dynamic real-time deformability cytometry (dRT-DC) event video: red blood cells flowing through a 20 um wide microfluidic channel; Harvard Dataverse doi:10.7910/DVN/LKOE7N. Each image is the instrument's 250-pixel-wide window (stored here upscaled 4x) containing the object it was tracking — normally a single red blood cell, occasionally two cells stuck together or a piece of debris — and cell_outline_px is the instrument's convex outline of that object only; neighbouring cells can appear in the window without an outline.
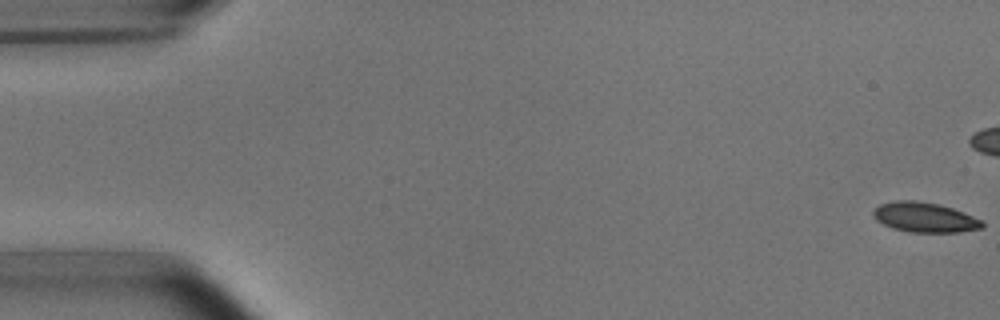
{"species": "common noctule bat (a hibernating species)", "species_latin": "Nyctalus noctula", "temperature_condition": "room temperature", "stored_images_in_passage": 8, "camera_frame_rate_fps": 3000, "um_per_image_px": 0.085, "animal": {"sex": "male", "body_mass_g": 15.6}, "frame": {"image": 1, "passage_image": 1, "time_ms": 0.0, "image_size_px": [1000, 320], "cell_outline_px": [[984, 228], [960, 232], [912, 232], [892, 228], [876, 220], [872, 216], [872, 212], [880, 204], [896, 200], [916, 200], [940, 204], [964, 212], [984, 220]], "centroid_in_image_um": [78.63, 18.47], "position_along_channel_um": 6.4, "area_um2": 19.19}}